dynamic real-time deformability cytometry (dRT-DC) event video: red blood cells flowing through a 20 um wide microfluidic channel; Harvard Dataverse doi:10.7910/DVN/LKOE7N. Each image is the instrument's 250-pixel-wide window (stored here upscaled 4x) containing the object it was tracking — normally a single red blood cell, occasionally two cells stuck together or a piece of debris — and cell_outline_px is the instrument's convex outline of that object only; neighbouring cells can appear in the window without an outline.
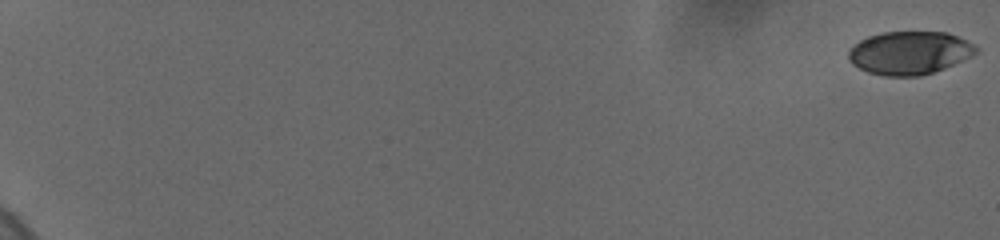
{"species": "human", "species_latin": "Homo sapiens", "temperature_condition": "cold", "stored_images_in_passage": 10, "camera_frame_rate_fps": 3000, "um_per_image_px": 0.085, "donor": {"sex": "female"}, "frame": {"image": 1, "passage_image": 1, "time_ms": 0.0, "image_size_px": [1000, 240], "cell_outline_px": [[980, 52], [972, 56], [944, 68], [920, 76], [884, 76], [868, 72], [852, 64], [848, 60], [848, 52], [860, 40], [868, 36], [884, 32], [948, 32], [976, 44], [980, 48]], "centroid_in_image_um": [77.35, 4.49], "position_along_channel_um": 7.6, "area_um2": 32.19}}
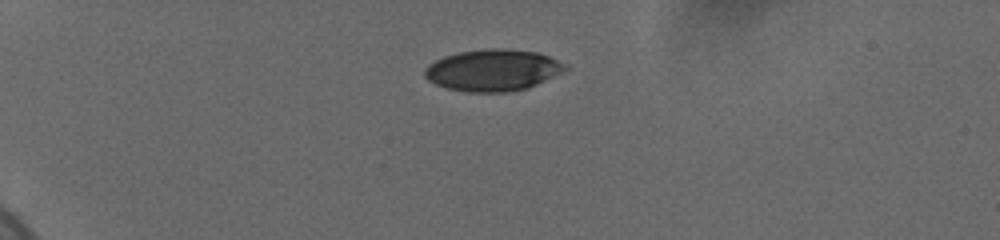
{"frame": {"image": 2, "passage_image": 7, "time_ms": 5.667, "image_size_px": [1000, 240], "cell_outline_px": [[568, 68], [564, 72], [528, 88], [508, 92], [468, 92], [448, 88], [436, 84], [428, 80], [424, 76], [424, 68], [428, 64], [444, 56], [460, 52], [488, 48], [504, 48], [536, 52], [548, 56], [568, 64]], "centroid_in_image_um": [41.91, 5.96], "position_along_channel_um": 43.1, "area_um2": 34.22}}
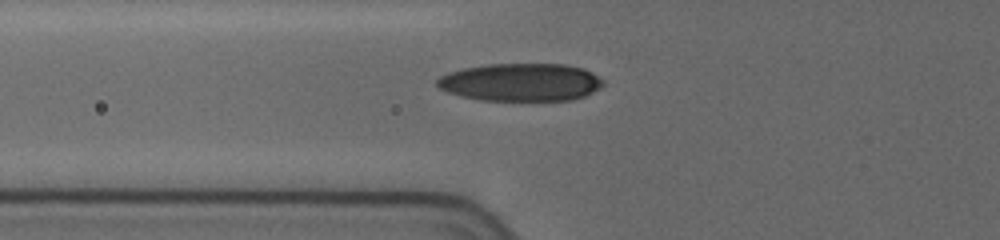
{"frame": {"image": 3, "passage_image": 10, "time_ms": 8.333, "image_size_px": [1000, 240], "cell_outline_px": [[604, 84], [600, 88], [584, 96], [572, 100], [480, 100], [460, 96], [448, 92], [440, 88], [436, 84], [436, 80], [440, 76], [448, 72], [464, 68], [488, 64], [568, 64], [584, 68], [592, 72], [604, 80]], "centroid_in_image_um": [44.28, 6.98], "position_along_channel_um": 81.5, "area_um2": 36.76}}